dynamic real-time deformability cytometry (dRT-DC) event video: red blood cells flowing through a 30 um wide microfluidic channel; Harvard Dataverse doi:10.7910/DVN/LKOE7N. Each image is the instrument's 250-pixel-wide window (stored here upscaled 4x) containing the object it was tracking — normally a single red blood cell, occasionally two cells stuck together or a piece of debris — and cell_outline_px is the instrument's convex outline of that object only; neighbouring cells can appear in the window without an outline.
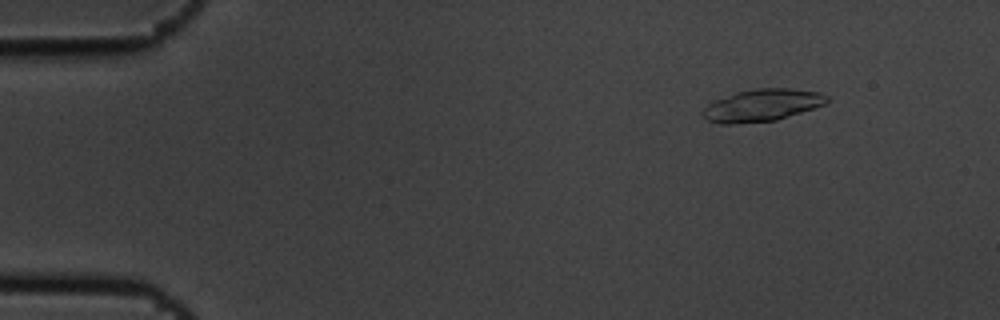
{"species": "common noctule bat (a hibernating species)", "species_latin": "Nyctalus noctula", "temperature_condition": "cold", "stored_images_in_passage": 5, "camera_frame_rate_fps": 3000, "um_per_image_px": 0.085, "animal": {"sex": "male", "body_mass_g": 19.5, "forearm_length_mm": 54.6}, "frame": {"image": 1, "passage_image": 2, "time_ms": 0.333, "image_size_px": [1000, 320], "cell_outline_px": [[828, 100], [824, 104], [776, 120], [728, 124], [720, 124], [708, 120], [700, 112], [712, 100], [736, 92], [756, 88], [792, 88], [820, 92], [828, 96]], "centroid_in_image_um": [64.74, 8.93], "position_along_channel_um": 20.3, "area_um2": 23.18}}